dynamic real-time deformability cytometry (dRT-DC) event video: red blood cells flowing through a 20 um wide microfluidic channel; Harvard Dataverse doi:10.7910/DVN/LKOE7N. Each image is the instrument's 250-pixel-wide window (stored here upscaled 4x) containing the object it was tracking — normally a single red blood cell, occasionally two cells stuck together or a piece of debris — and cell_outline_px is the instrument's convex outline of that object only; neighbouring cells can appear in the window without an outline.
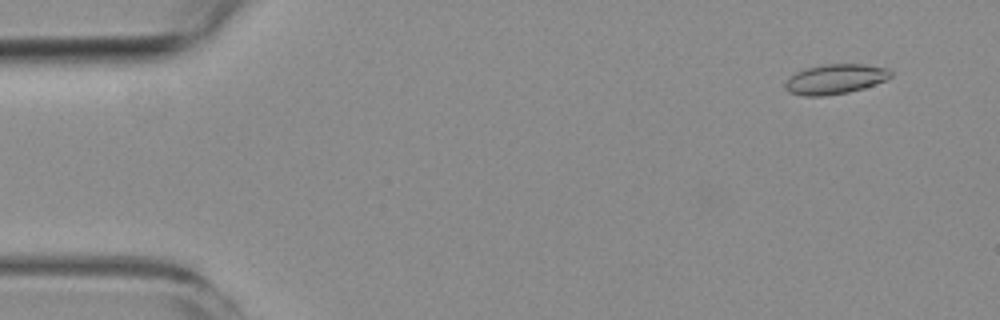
{"species": "common noctule bat (a hibernating species)", "species_latin": "Nyctalus noctula", "temperature_condition": "room temperature", "stored_images_in_passage": 4, "camera_frame_rate_fps": 3000, "um_per_image_px": 0.085, "animal": {"sex": "female", "body_mass_g": 19.3, "forearm_length_mm": 54.1}, "frame": {"image": 1, "passage_image": 1, "time_ms": 0.0, "image_size_px": [1000, 320], "cell_outline_px": [[892, 76], [884, 80], [864, 88], [848, 92], [824, 96], [804, 96], [788, 92], [784, 84], [796, 72], [804, 68], [824, 64], [864, 64], [888, 68], [892, 72]], "centroid_in_image_um": [70.99, 6.72], "position_along_channel_um": 14.0, "area_um2": 18.32}}
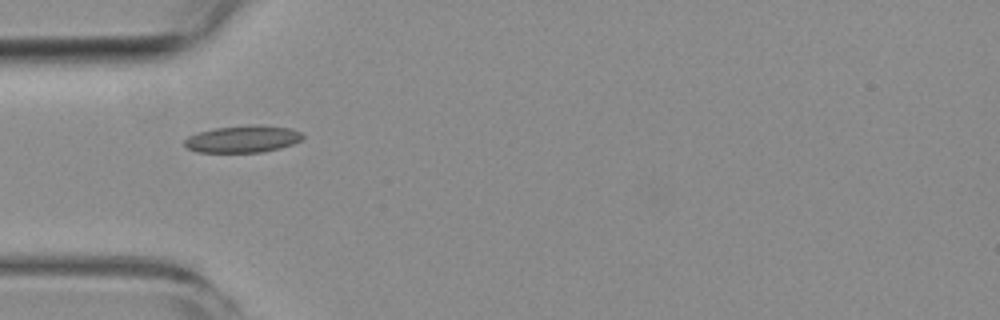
{"frame": {"image": 2, "passage_image": 4, "time_ms": 4.333, "image_size_px": [1000, 320], "cell_outline_px": [[304, 140], [280, 148], [264, 152], [196, 152], [188, 148], [184, 144], [184, 140], [188, 136], [200, 132], [216, 128], [252, 124], [260, 124], [292, 128], [300, 132], [304, 136]], "centroid_in_image_um": [20.69, 11.81], "position_along_channel_um": 64.3, "area_um2": 18.79}}